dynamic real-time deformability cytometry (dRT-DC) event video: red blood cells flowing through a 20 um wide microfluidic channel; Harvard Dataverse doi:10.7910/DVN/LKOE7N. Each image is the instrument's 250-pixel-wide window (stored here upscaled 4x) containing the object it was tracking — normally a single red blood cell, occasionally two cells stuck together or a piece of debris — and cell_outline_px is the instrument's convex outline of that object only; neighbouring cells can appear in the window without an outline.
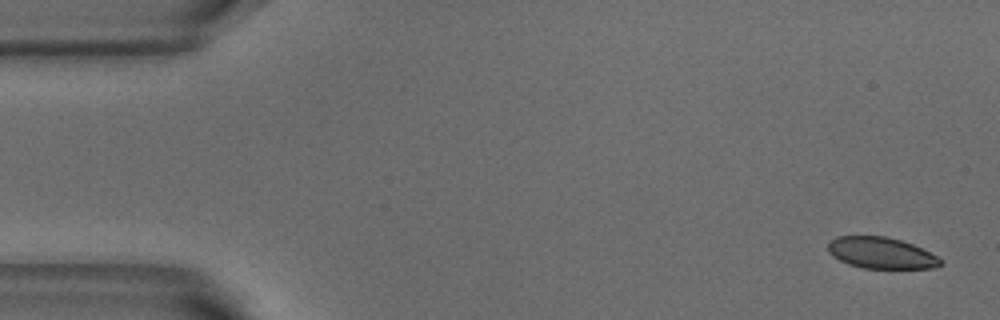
{"species": "common noctule bat (a hibernating species)", "species_latin": "Nyctalus noctula", "temperature_condition": "warm", "stored_images_in_passage": 7, "camera_frame_rate_fps": 3000, "um_per_image_px": 0.085, "animal": {"sex": "male", "body_mass_g": 18.8}, "frame": {"image": 1, "passage_image": 1, "time_ms": 0.0, "image_size_px": [1000, 320], "cell_outline_px": [[944, 264], [936, 268], [864, 268], [848, 264], [832, 256], [828, 252], [828, 244], [836, 236], [884, 236], [900, 240], [912, 244], [936, 256]], "centroid_in_image_um": [74.88, 21.5], "position_along_channel_um": 10.1, "area_um2": 20.35}}
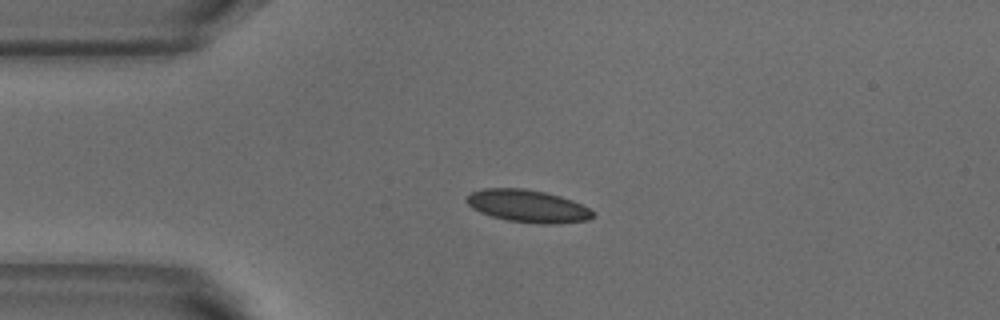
{"frame": {"image": 2, "passage_image": 4, "time_ms": 1.0, "image_size_px": [1000, 320], "cell_outline_px": [[596, 216], [588, 220], [560, 224], [540, 224], [508, 220], [492, 216], [480, 212], [472, 208], [464, 200], [472, 192], [484, 188], [524, 188], [544, 192], [560, 196], [572, 200], [596, 212]], "centroid_in_image_um": [44.89, 17.52], "position_along_channel_um": 40.1, "area_um2": 23.99}}
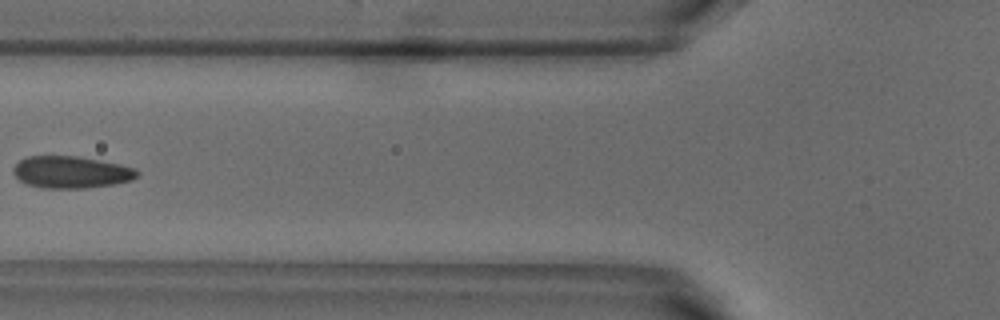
{"frame": {"image": 3, "passage_image": 6, "time_ms": 1.667, "image_size_px": [1000, 320], "cell_outline_px": [[140, 172], [132, 180], [116, 184], [84, 188], [40, 188], [24, 184], [12, 172], [12, 168], [20, 160], [28, 156], [76, 156], [136, 168]], "centroid_in_image_um": [6.01, 14.65], "position_along_channel_um": 119.8, "area_um2": 23.06}}